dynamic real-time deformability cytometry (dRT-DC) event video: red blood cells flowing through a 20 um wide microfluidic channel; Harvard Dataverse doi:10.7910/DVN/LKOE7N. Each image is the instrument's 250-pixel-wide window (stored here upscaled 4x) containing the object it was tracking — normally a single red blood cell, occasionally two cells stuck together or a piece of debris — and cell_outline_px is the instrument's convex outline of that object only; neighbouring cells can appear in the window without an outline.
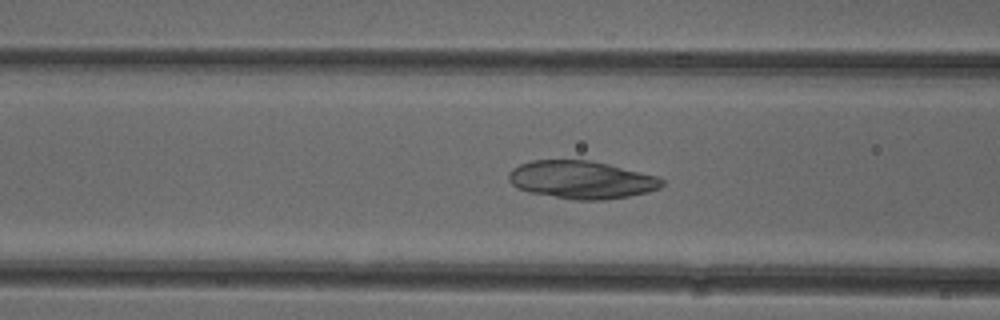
{"species": "common noctule bat (a hibernating species)", "species_latin": "Nyctalus noctula", "temperature_condition": "cold", "stored_images_in_passage": 51, "camera_frame_rate_fps": 3000, "um_per_image_px": 0.085, "animal": {"sex": "female"}, "frame": {"image": 1, "passage_image": 20, "time_ms": 6.333, "image_size_px": [1000, 320], "cell_outline_px": [[664, 184], [660, 188], [648, 192], [628, 196], [604, 200], [576, 200], [528, 192], [512, 184], [508, 180], [508, 172], [512, 168], [520, 164], [532, 160], [588, 160], [608, 164], [656, 176], [664, 180]], "centroid_in_image_um": [49.41, 15.28], "position_along_channel_um": 117.2, "area_um2": 33.7}}
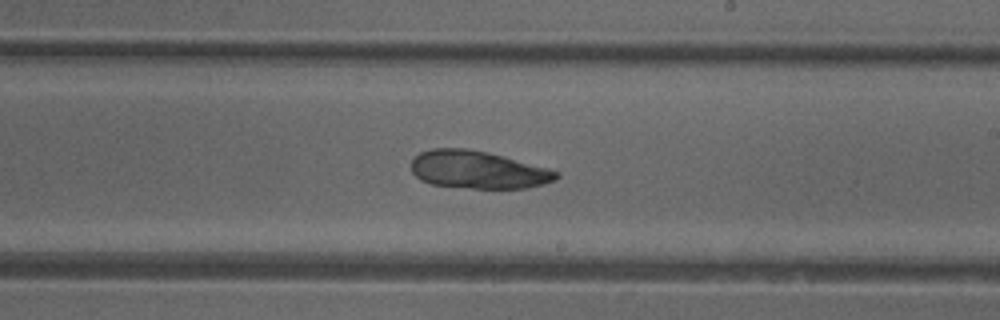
{"frame": {"image": 2, "passage_image": 30, "time_ms": 9.667, "image_size_px": [1000, 320], "cell_outline_px": [[560, 176], [556, 180], [544, 184], [528, 188], [472, 188], [432, 184], [420, 180], [412, 172], [412, 160], [420, 152], [432, 148], [468, 148], [488, 152], [560, 172]], "centroid_in_image_um": [40.62, 14.43], "position_along_channel_um": 248.4, "area_um2": 31.73}}
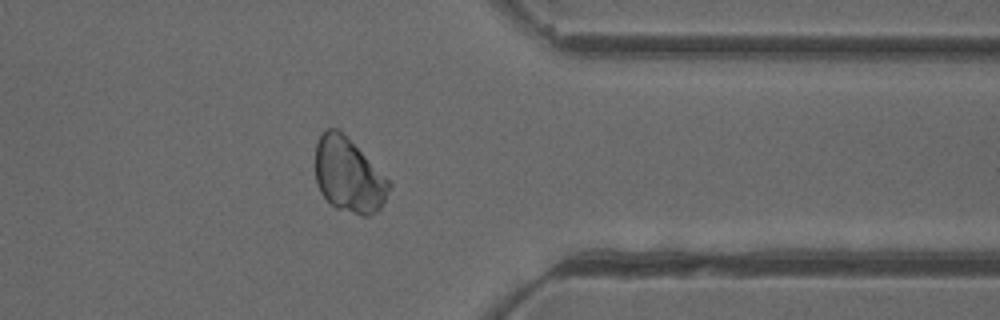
{"frame": {"image": 3, "passage_image": 41, "time_ms": 13.333, "image_size_px": [1000, 320], "cell_outline_px": [[392, 184], [380, 208], [376, 212], [368, 216], [360, 216], [336, 208], [320, 192], [316, 184], [316, 140], [320, 132], [324, 128], [336, 128]], "centroid_in_image_um": [29.59, 14.92], "position_along_channel_um": 381.8, "area_um2": 31.33}}